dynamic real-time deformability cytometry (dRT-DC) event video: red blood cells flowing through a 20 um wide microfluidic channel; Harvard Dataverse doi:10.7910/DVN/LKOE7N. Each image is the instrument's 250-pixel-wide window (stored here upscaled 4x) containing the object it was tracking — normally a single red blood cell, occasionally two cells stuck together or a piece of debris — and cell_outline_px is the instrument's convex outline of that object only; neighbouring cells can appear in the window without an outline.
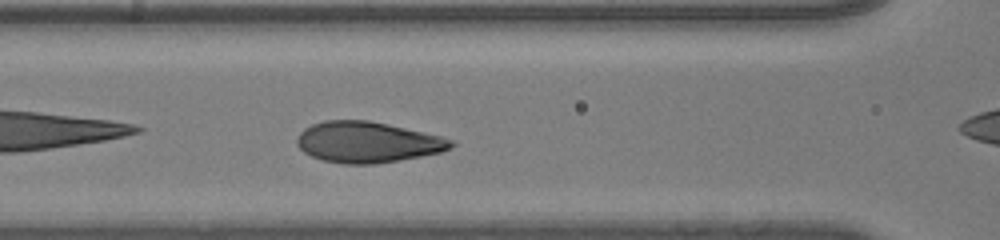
{"species": "human", "species_latin": "Homo sapiens", "temperature_condition": "room temperature", "stored_images_in_passage": 35, "camera_frame_rate_fps": 3000, "um_per_image_px": 0.085, "donor": {"sex": "male"}, "frame": {"image": 1, "passage_image": 13, "time_ms": 4.0, "image_size_px": [1000, 240], "cell_outline_px": [[456, 144], [440, 152], [420, 156], [372, 164], [344, 164], [324, 160], [312, 156], [304, 152], [296, 144], [296, 136], [304, 128], [312, 124], [324, 120], [368, 120], [388, 124], [440, 136], [456, 140]], "centroid_in_image_um": [31.2, 12.07], "position_along_channel_um": 135.4, "area_um2": 36.53}}
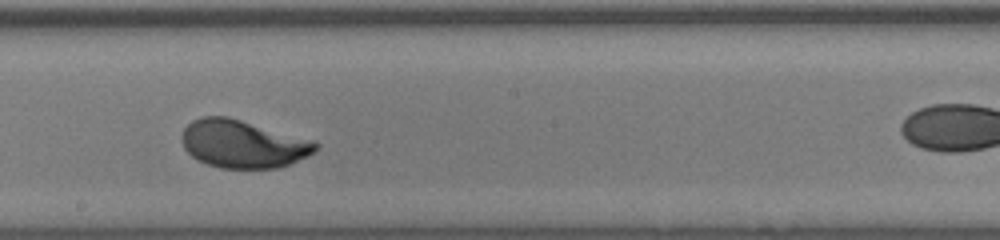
{"frame": {"image": 2, "passage_image": 20, "time_ms": 6.333, "image_size_px": [1000, 240], "cell_outline_px": [[320, 144], [308, 156], [280, 168], [220, 168], [196, 160], [184, 148], [180, 140], [180, 136], [184, 128], [192, 120], [200, 116], [228, 116], [316, 140]], "centroid_in_image_um": [20.64, 12.22], "position_along_channel_um": 227.6, "area_um2": 37.8}}
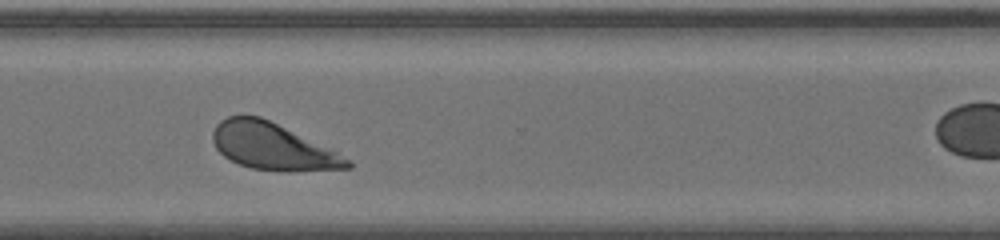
{"frame": {"image": 3, "passage_image": 29, "time_ms": 9.333, "image_size_px": [1000, 240], "cell_outline_px": [[352, 168], [288, 172], [280, 172], [252, 168], [240, 164], [224, 156], [216, 148], [212, 140], [212, 132], [216, 124], [220, 120], [228, 116], [260, 116], [336, 152], [348, 160], [352, 164]], "centroid_in_image_um": [23.12, 12.47], "position_along_channel_um": 347.5, "area_um2": 36.13}}